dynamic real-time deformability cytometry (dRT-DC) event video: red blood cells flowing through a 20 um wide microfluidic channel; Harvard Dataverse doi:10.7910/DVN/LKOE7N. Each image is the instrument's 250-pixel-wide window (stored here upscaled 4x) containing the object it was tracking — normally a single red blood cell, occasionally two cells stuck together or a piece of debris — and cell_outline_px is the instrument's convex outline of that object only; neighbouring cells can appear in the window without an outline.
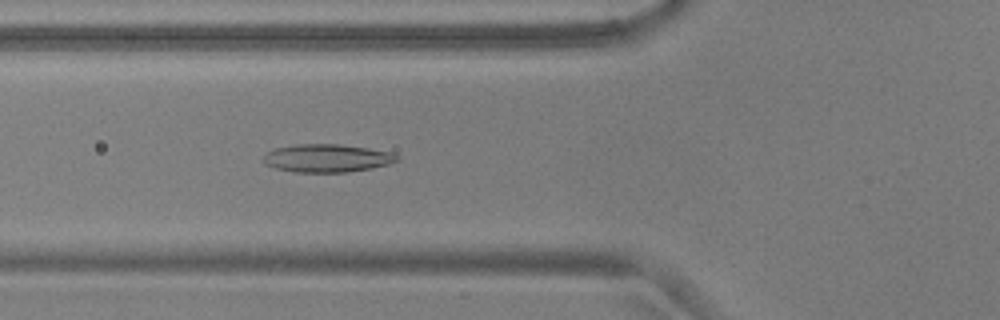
{"species": "common noctule bat (a hibernating species)", "species_latin": "Nyctalus noctula", "temperature_condition": "warm", "stored_images_in_passage": 53, "camera_frame_rate_fps": 3000, "um_per_image_px": 0.085, "animal": {"sex": "male", "body_mass_g": 17.9, "forearm_length_mm": 54.2}, "frame": {"image": 1, "passage_image": 19, "time_ms": 6.0, "image_size_px": [1000, 320], "cell_outline_px": [[400, 160], [388, 164], [372, 168], [348, 172], [296, 172], [276, 168], [264, 164], [264, 156], [268, 152], [276, 148], [296, 144], [340, 144], [368, 148], [388, 152], [400, 156]], "centroid_in_image_um": [27.81, 13.44], "position_along_channel_um": 98.0, "area_um2": 21.73}}
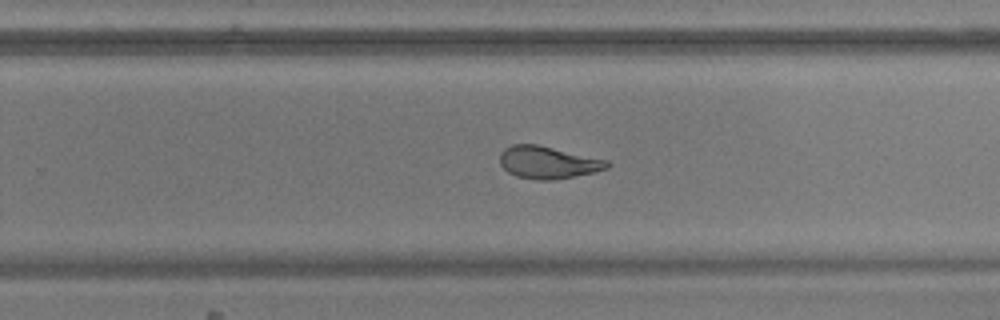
{"frame": {"image": 2, "passage_image": 34, "time_ms": 11.0, "image_size_px": [1000, 320], "cell_outline_px": [[612, 164], [608, 168], [592, 172], [572, 176], [548, 180], [536, 180], [516, 176], [508, 172], [500, 164], [500, 152], [504, 148], [512, 144], [536, 144], [608, 160]], "centroid_in_image_um": [46.55, 13.79], "position_along_channel_um": 283.3, "area_um2": 20.06}}
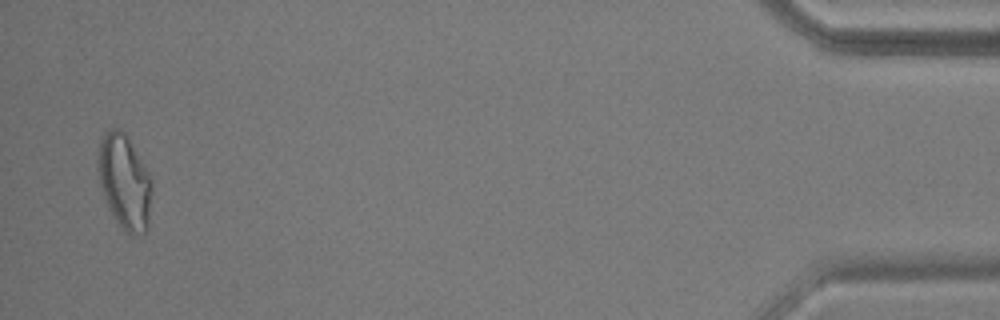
{"frame": {"image": 3, "passage_image": 52, "time_ms": 17.0, "image_size_px": [1000, 320], "cell_outline_px": [[152, 192], [148, 228], [144, 232], [128, 232], [120, 228], [104, 196], [100, 184], [96, 168], [100, 140], [104, 132], [112, 128], [120, 128], [128, 136], [152, 180]], "centroid_in_image_um": [10.57, 15.4], "position_along_channel_um": 424.6, "area_um2": 29.59}, "authors_computed_cell_mechanics": {"area_um2": 21.964, "velocity_mm_per_s": 3.6961, "shape_relaxation_time_tau1_ms": 8.6765, "shape_relaxation_time_tau2_ms": 1.717, "deformation_change_tau1": 0.2208, "deformation_change_tau2": 0.0954}}